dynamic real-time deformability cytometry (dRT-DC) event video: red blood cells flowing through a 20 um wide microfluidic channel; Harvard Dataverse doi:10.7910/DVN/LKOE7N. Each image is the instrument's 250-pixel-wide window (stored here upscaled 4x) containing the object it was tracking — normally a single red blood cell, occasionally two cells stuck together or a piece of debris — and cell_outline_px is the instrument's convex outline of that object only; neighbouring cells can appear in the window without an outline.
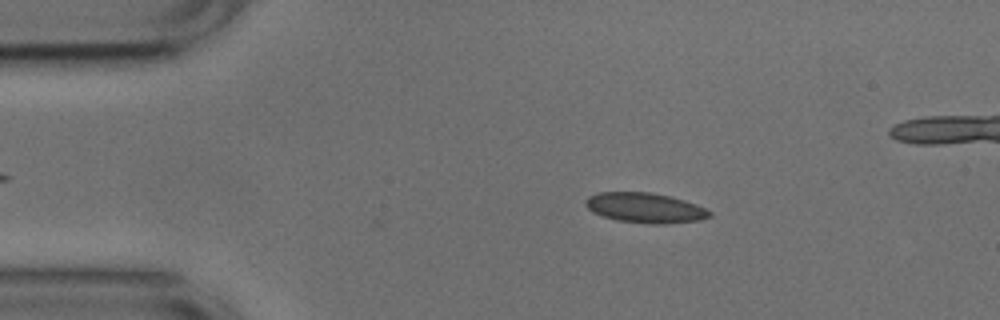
{"species": "common noctule bat (a hibernating species)", "species_latin": "Nyctalus noctula", "temperature_condition": "cold", "stored_images_in_passage": 40, "camera_frame_rate_fps": 3000, "um_per_image_px": 0.085, "animal": {"sex": "male", "body_mass_g": 17.9, "forearm_length_mm": 54.2}, "frame": {"image": 1, "passage_image": 4, "time_ms": 1.0, "image_size_px": [1000, 320], "cell_outline_px": [[712, 216], [700, 220], [664, 224], [652, 224], [616, 220], [592, 212], [584, 204], [584, 200], [588, 196], [596, 192], [648, 192], [668, 196], [684, 200], [696, 204], [712, 212]], "centroid_in_image_um": [54.81, 17.66], "position_along_channel_um": 30.2, "area_um2": 21.73}}
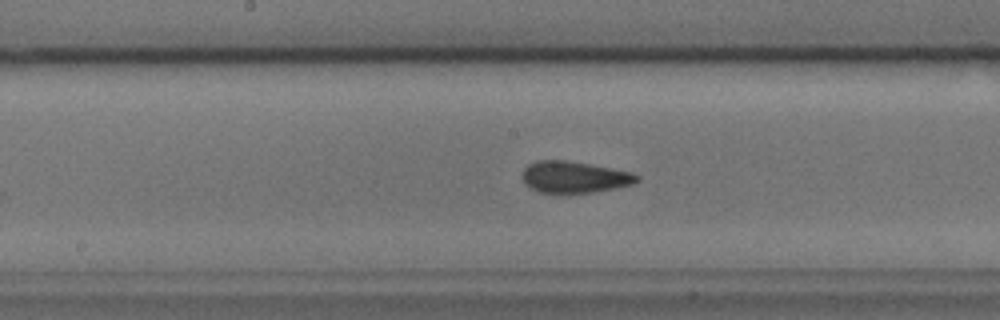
{"frame": {"image": 2, "passage_image": 21, "time_ms": 6.667, "image_size_px": [1000, 320], "cell_outline_px": [[640, 180], [632, 184], [616, 188], [592, 192], [564, 196], [540, 192], [528, 188], [524, 184], [520, 176], [524, 168], [528, 164], [536, 160], [564, 160], [612, 168], [632, 172], [640, 176]], "centroid_in_image_um": [48.75, 15.09], "position_along_channel_um": 199.4, "area_um2": 21.91}}
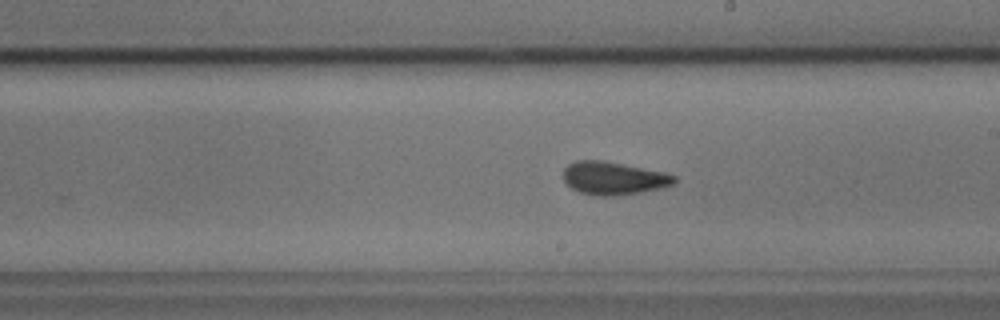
{"frame": {"image": 3, "passage_image": 24, "time_ms": 7.667, "image_size_px": [1000, 320], "cell_outline_px": [[676, 184], [660, 188], [640, 192], [612, 196], [596, 196], [580, 192], [572, 188], [564, 180], [564, 168], [568, 164], [576, 160], [600, 160], [664, 172], [676, 176]], "centroid_in_image_um": [52.15, 15.15], "position_along_channel_um": 236.8, "area_um2": 21.15}, "authors_computed_cell_mechanics": {"area_um2": 21.1548, "velocity_mm_per_s": 3.7658, "shape_relaxation_time_tau1_ms": 7.3335, "shape_relaxation_time_tau2_ms": 1.2952, "deformation_change_tau1": 0.1178, "deformation_change_tau2": 0.0722}}